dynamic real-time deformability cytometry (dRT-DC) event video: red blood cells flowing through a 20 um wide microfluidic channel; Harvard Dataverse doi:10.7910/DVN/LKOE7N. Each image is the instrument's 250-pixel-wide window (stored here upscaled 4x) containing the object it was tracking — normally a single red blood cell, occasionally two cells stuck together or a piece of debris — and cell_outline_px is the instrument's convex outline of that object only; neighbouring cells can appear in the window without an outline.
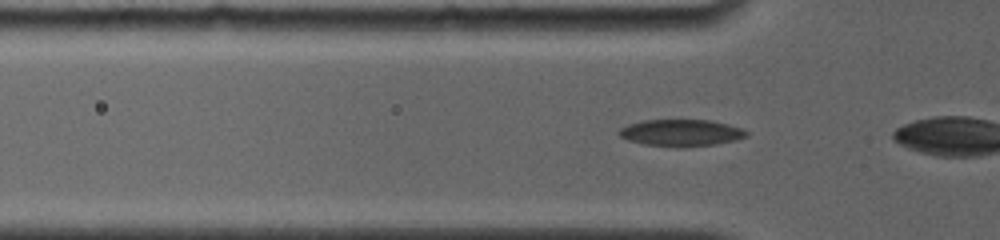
{"species": "common noctule bat (a hibernating species)", "species_latin": "Nyctalus noctula", "temperature_condition": "room temperature", "stored_images_in_passage": 15, "camera_frame_rate_fps": 4000, "um_per_image_px": 0.085, "animal": {"sex": "female", "body_mass_g": 19.0, "forearm_length_mm": 56.7}, "frame": {"image": 1, "passage_image": 3, "time_ms": 0.75, "image_size_px": [1000, 240], "cell_outline_px": [[748, 136], [736, 140], [716, 144], [684, 148], [676, 148], [644, 144], [628, 140], [620, 136], [616, 132], [620, 128], [628, 124], [644, 120], [708, 120], [728, 124], [740, 128], [748, 132]], "centroid_in_image_um": [57.88, 11.3], "position_along_channel_um": 67.9, "area_um2": 20.11}}
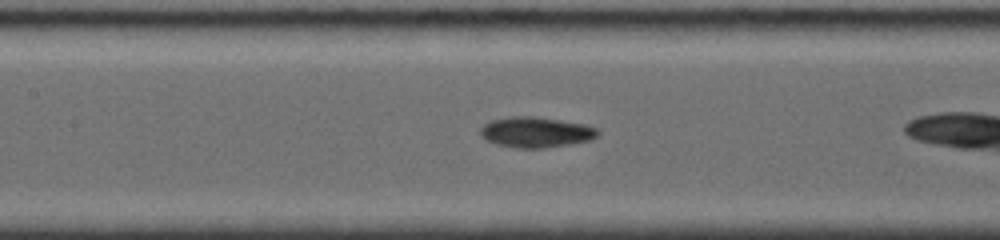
{"frame": {"image": 2, "passage_image": 9, "time_ms": 3.25, "image_size_px": [1000, 240], "cell_outline_px": [[600, 132], [592, 140], [572, 144], [544, 148], [516, 148], [496, 144], [480, 136], [480, 128], [484, 124], [492, 120], [512, 116], [532, 116], [560, 120], [584, 124], [596, 128]], "centroid_in_image_um": [45.56, 11.24], "position_along_channel_um": 161.8, "area_um2": 20.92}}
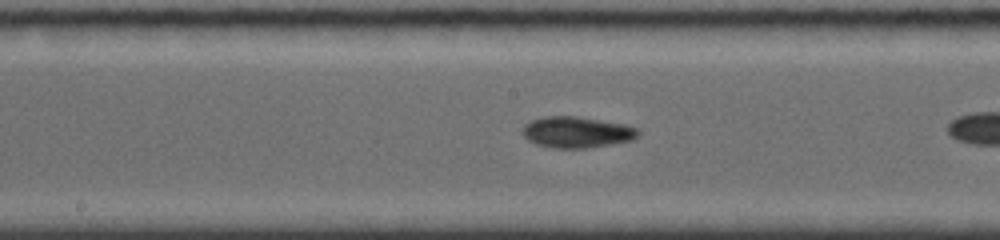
{"frame": {"image": 3, "passage_image": 11, "time_ms": 4.25, "image_size_px": [1000, 240], "cell_outline_px": [[640, 132], [632, 140], [588, 148], [556, 148], [536, 144], [528, 140], [520, 132], [524, 124], [532, 120], [544, 116], [576, 116], [624, 124], [636, 128]], "centroid_in_image_um": [48.98, 11.23], "position_along_channel_um": 199.2, "area_um2": 20.92}}